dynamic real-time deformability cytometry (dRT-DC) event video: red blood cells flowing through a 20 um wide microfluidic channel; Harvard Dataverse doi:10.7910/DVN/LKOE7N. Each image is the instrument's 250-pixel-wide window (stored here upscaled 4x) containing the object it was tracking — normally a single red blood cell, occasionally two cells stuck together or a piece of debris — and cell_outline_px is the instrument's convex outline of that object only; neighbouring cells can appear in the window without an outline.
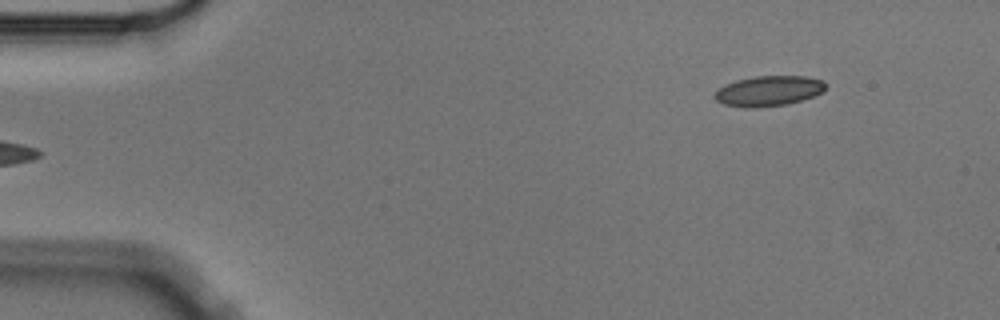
{"species": "Egyptian fruit bat (a non-hibernating species)", "species_latin": "Rousettus aegyptiacus", "temperature_condition": "cold", "stored_images_in_passage": 5, "segment_of_instrument_passage": [2, 2], "camera_frame_rate_fps": 3000, "um_per_image_px": 0.085, "animal": {"sex": "male"}, "frame": {"image": 1, "passage_image": 5, "time_ms": 1.333, "image_size_px": [1000, 320], "cell_outline_px": [[824, 92], [788, 104], [756, 108], [744, 108], [724, 104], [716, 100], [712, 96], [724, 84], [736, 80], [756, 76], [808, 76], [824, 80]], "centroid_in_image_um": [65.32, 7.73], "position_along_channel_um": 19.7, "area_um2": 19.65}}